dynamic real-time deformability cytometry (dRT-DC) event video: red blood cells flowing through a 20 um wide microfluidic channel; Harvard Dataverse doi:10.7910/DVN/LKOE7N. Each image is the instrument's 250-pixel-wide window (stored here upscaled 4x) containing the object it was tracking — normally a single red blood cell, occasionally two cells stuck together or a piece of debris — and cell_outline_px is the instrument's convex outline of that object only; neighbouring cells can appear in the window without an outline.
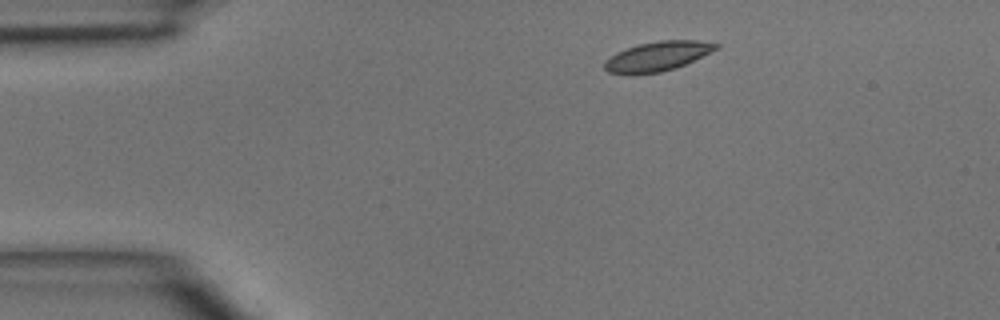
{"species": "common noctule bat (a hibernating species)", "species_latin": "Nyctalus noctula", "temperature_condition": "room temperature", "stored_images_in_passage": 7, "camera_frame_rate_fps": 3000, "um_per_image_px": 0.085, "animal": {"sex": "male", "body_mass_g": 15.6}, "frame": {"image": 1, "passage_image": 1, "time_ms": 0.0, "image_size_px": [1000, 320], "cell_outline_px": [[720, 48], [676, 68], [660, 72], [632, 76], [608, 72], [604, 68], [604, 60], [616, 52], [640, 44], [660, 40], [696, 40], [720, 44]], "centroid_in_image_um": [55.86, 4.81], "position_along_channel_um": 29.1, "area_um2": 19.42}}
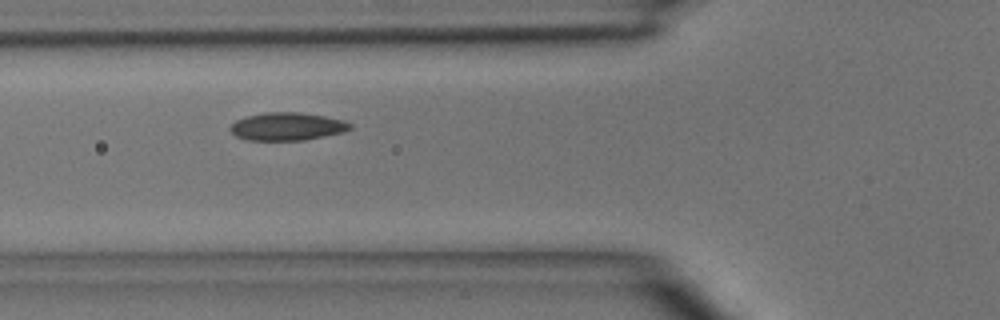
{"frame": {"image": 2, "passage_image": 3, "time_ms": 3.0, "image_size_px": [1000, 320], "cell_outline_px": [[352, 128], [344, 132], [304, 140], [248, 140], [236, 136], [228, 128], [236, 120], [248, 116], [264, 112], [300, 112], [324, 116], [344, 120], [352, 124]], "centroid_in_image_um": [24.42, 10.75], "position_along_channel_um": 101.4, "area_um2": 19.48}}
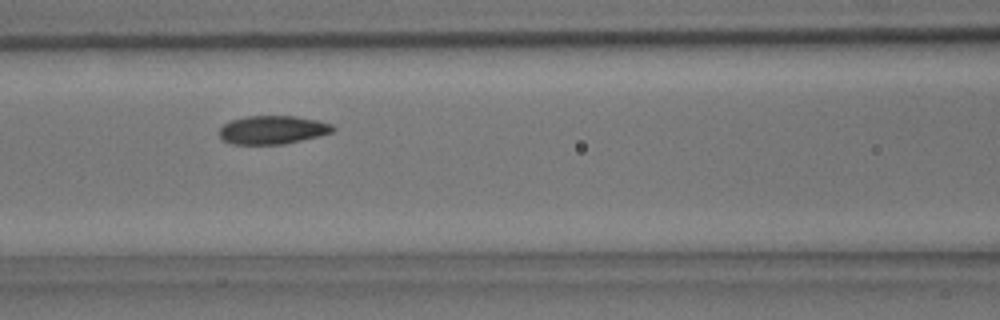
{"frame": {"image": 3, "passage_image": 4, "time_ms": 4.0, "image_size_px": [1000, 320], "cell_outline_px": [[336, 128], [332, 132], [320, 136], [284, 144], [232, 144], [224, 140], [220, 136], [220, 128], [224, 124], [232, 120], [248, 116], [296, 116], [320, 120], [332, 124]], "centroid_in_image_um": [23.22, 11.03], "position_along_channel_um": 143.4, "area_um2": 18.84}}